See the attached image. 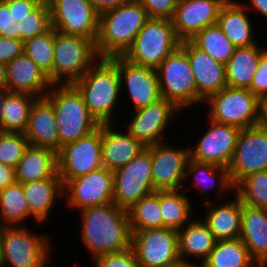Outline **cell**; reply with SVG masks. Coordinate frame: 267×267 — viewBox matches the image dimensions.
<instances>
[{
	"mask_svg": "<svg viewBox=\"0 0 267 267\" xmlns=\"http://www.w3.org/2000/svg\"><path fill=\"white\" fill-rule=\"evenodd\" d=\"M23 53L42 69L52 82L54 29L47 35H39L23 42Z\"/></svg>",
	"mask_w": 267,
	"mask_h": 267,
	"instance_id": "obj_41",
	"label": "cell"
},
{
	"mask_svg": "<svg viewBox=\"0 0 267 267\" xmlns=\"http://www.w3.org/2000/svg\"><path fill=\"white\" fill-rule=\"evenodd\" d=\"M72 84L81 93L90 114L99 124L115 122L113 115L123 93L117 66L109 58H100Z\"/></svg>",
	"mask_w": 267,
	"mask_h": 267,
	"instance_id": "obj_3",
	"label": "cell"
},
{
	"mask_svg": "<svg viewBox=\"0 0 267 267\" xmlns=\"http://www.w3.org/2000/svg\"><path fill=\"white\" fill-rule=\"evenodd\" d=\"M249 90L259 99L267 97V50L261 55Z\"/></svg>",
	"mask_w": 267,
	"mask_h": 267,
	"instance_id": "obj_45",
	"label": "cell"
},
{
	"mask_svg": "<svg viewBox=\"0 0 267 267\" xmlns=\"http://www.w3.org/2000/svg\"><path fill=\"white\" fill-rule=\"evenodd\" d=\"M33 218L24 196L22 183L15 182L0 190V226H24L25 220Z\"/></svg>",
	"mask_w": 267,
	"mask_h": 267,
	"instance_id": "obj_35",
	"label": "cell"
},
{
	"mask_svg": "<svg viewBox=\"0 0 267 267\" xmlns=\"http://www.w3.org/2000/svg\"><path fill=\"white\" fill-rule=\"evenodd\" d=\"M45 234L25 225L2 226L3 267H48L53 253L50 237Z\"/></svg>",
	"mask_w": 267,
	"mask_h": 267,
	"instance_id": "obj_7",
	"label": "cell"
},
{
	"mask_svg": "<svg viewBox=\"0 0 267 267\" xmlns=\"http://www.w3.org/2000/svg\"><path fill=\"white\" fill-rule=\"evenodd\" d=\"M266 50L265 46L260 47L259 44L236 47L234 54L225 64L227 86L249 89L261 55Z\"/></svg>",
	"mask_w": 267,
	"mask_h": 267,
	"instance_id": "obj_33",
	"label": "cell"
},
{
	"mask_svg": "<svg viewBox=\"0 0 267 267\" xmlns=\"http://www.w3.org/2000/svg\"><path fill=\"white\" fill-rule=\"evenodd\" d=\"M180 44L171 19L148 18L123 57L156 69Z\"/></svg>",
	"mask_w": 267,
	"mask_h": 267,
	"instance_id": "obj_8",
	"label": "cell"
},
{
	"mask_svg": "<svg viewBox=\"0 0 267 267\" xmlns=\"http://www.w3.org/2000/svg\"><path fill=\"white\" fill-rule=\"evenodd\" d=\"M240 239L258 267H267V212L242 204Z\"/></svg>",
	"mask_w": 267,
	"mask_h": 267,
	"instance_id": "obj_27",
	"label": "cell"
},
{
	"mask_svg": "<svg viewBox=\"0 0 267 267\" xmlns=\"http://www.w3.org/2000/svg\"><path fill=\"white\" fill-rule=\"evenodd\" d=\"M88 1L92 4L95 11L98 14H101L102 12L113 9L114 7L126 4L131 0H88Z\"/></svg>",
	"mask_w": 267,
	"mask_h": 267,
	"instance_id": "obj_47",
	"label": "cell"
},
{
	"mask_svg": "<svg viewBox=\"0 0 267 267\" xmlns=\"http://www.w3.org/2000/svg\"><path fill=\"white\" fill-rule=\"evenodd\" d=\"M156 190L152 181L151 146L113 171V200L119 208L128 210L142 197Z\"/></svg>",
	"mask_w": 267,
	"mask_h": 267,
	"instance_id": "obj_11",
	"label": "cell"
},
{
	"mask_svg": "<svg viewBox=\"0 0 267 267\" xmlns=\"http://www.w3.org/2000/svg\"><path fill=\"white\" fill-rule=\"evenodd\" d=\"M23 41L0 36V62L7 64L23 54Z\"/></svg>",
	"mask_w": 267,
	"mask_h": 267,
	"instance_id": "obj_46",
	"label": "cell"
},
{
	"mask_svg": "<svg viewBox=\"0 0 267 267\" xmlns=\"http://www.w3.org/2000/svg\"><path fill=\"white\" fill-rule=\"evenodd\" d=\"M249 15L251 13L237 0H227L220 10L217 25L236 47L258 44Z\"/></svg>",
	"mask_w": 267,
	"mask_h": 267,
	"instance_id": "obj_29",
	"label": "cell"
},
{
	"mask_svg": "<svg viewBox=\"0 0 267 267\" xmlns=\"http://www.w3.org/2000/svg\"><path fill=\"white\" fill-rule=\"evenodd\" d=\"M245 0L242 2H238L240 5L244 6L248 11H252L251 13H258L260 16L267 21V0H248L249 4ZM254 11V12H253Z\"/></svg>",
	"mask_w": 267,
	"mask_h": 267,
	"instance_id": "obj_48",
	"label": "cell"
},
{
	"mask_svg": "<svg viewBox=\"0 0 267 267\" xmlns=\"http://www.w3.org/2000/svg\"><path fill=\"white\" fill-rule=\"evenodd\" d=\"M24 196L28 202L30 213L45 225L57 200L64 199L63 183L60 178L31 181L22 184ZM61 197V198H60Z\"/></svg>",
	"mask_w": 267,
	"mask_h": 267,
	"instance_id": "obj_31",
	"label": "cell"
},
{
	"mask_svg": "<svg viewBox=\"0 0 267 267\" xmlns=\"http://www.w3.org/2000/svg\"><path fill=\"white\" fill-rule=\"evenodd\" d=\"M80 239L91 258L118 253L131 247L132 232L128 211L114 203L87 207L79 211Z\"/></svg>",
	"mask_w": 267,
	"mask_h": 267,
	"instance_id": "obj_1",
	"label": "cell"
},
{
	"mask_svg": "<svg viewBox=\"0 0 267 267\" xmlns=\"http://www.w3.org/2000/svg\"><path fill=\"white\" fill-rule=\"evenodd\" d=\"M8 90L0 89V131H1V120H2V107L5 101V96L8 93Z\"/></svg>",
	"mask_w": 267,
	"mask_h": 267,
	"instance_id": "obj_52",
	"label": "cell"
},
{
	"mask_svg": "<svg viewBox=\"0 0 267 267\" xmlns=\"http://www.w3.org/2000/svg\"><path fill=\"white\" fill-rule=\"evenodd\" d=\"M131 231L163 228L160 190L142 197L128 210Z\"/></svg>",
	"mask_w": 267,
	"mask_h": 267,
	"instance_id": "obj_38",
	"label": "cell"
},
{
	"mask_svg": "<svg viewBox=\"0 0 267 267\" xmlns=\"http://www.w3.org/2000/svg\"><path fill=\"white\" fill-rule=\"evenodd\" d=\"M145 9L148 18L171 19L179 0H137Z\"/></svg>",
	"mask_w": 267,
	"mask_h": 267,
	"instance_id": "obj_44",
	"label": "cell"
},
{
	"mask_svg": "<svg viewBox=\"0 0 267 267\" xmlns=\"http://www.w3.org/2000/svg\"><path fill=\"white\" fill-rule=\"evenodd\" d=\"M227 0H179L171 18L178 39L191 40L204 28L217 24Z\"/></svg>",
	"mask_w": 267,
	"mask_h": 267,
	"instance_id": "obj_21",
	"label": "cell"
},
{
	"mask_svg": "<svg viewBox=\"0 0 267 267\" xmlns=\"http://www.w3.org/2000/svg\"><path fill=\"white\" fill-rule=\"evenodd\" d=\"M182 111L171 101L161 97L151 105L134 111L126 130L145 147L164 142L166 130ZM170 123V124H169Z\"/></svg>",
	"mask_w": 267,
	"mask_h": 267,
	"instance_id": "obj_16",
	"label": "cell"
},
{
	"mask_svg": "<svg viewBox=\"0 0 267 267\" xmlns=\"http://www.w3.org/2000/svg\"><path fill=\"white\" fill-rule=\"evenodd\" d=\"M178 253L180 260L186 264L200 267L208 258L216 244V239L208 226L199 217L193 218L187 225L177 231ZM187 257V258H186ZM197 258L200 264H194L189 259Z\"/></svg>",
	"mask_w": 267,
	"mask_h": 267,
	"instance_id": "obj_28",
	"label": "cell"
},
{
	"mask_svg": "<svg viewBox=\"0 0 267 267\" xmlns=\"http://www.w3.org/2000/svg\"><path fill=\"white\" fill-rule=\"evenodd\" d=\"M95 42L54 29L52 83L70 84L80 79L100 59Z\"/></svg>",
	"mask_w": 267,
	"mask_h": 267,
	"instance_id": "obj_6",
	"label": "cell"
},
{
	"mask_svg": "<svg viewBox=\"0 0 267 267\" xmlns=\"http://www.w3.org/2000/svg\"><path fill=\"white\" fill-rule=\"evenodd\" d=\"M191 41L214 60L224 65L230 60L236 49V46L230 42L217 24L204 28Z\"/></svg>",
	"mask_w": 267,
	"mask_h": 267,
	"instance_id": "obj_39",
	"label": "cell"
},
{
	"mask_svg": "<svg viewBox=\"0 0 267 267\" xmlns=\"http://www.w3.org/2000/svg\"><path fill=\"white\" fill-rule=\"evenodd\" d=\"M161 96L181 111L197 104L194 74L186 51L179 46L156 68Z\"/></svg>",
	"mask_w": 267,
	"mask_h": 267,
	"instance_id": "obj_10",
	"label": "cell"
},
{
	"mask_svg": "<svg viewBox=\"0 0 267 267\" xmlns=\"http://www.w3.org/2000/svg\"><path fill=\"white\" fill-rule=\"evenodd\" d=\"M102 124L90 134L68 143L57 152V173L63 186L71 179L101 168Z\"/></svg>",
	"mask_w": 267,
	"mask_h": 267,
	"instance_id": "obj_12",
	"label": "cell"
},
{
	"mask_svg": "<svg viewBox=\"0 0 267 267\" xmlns=\"http://www.w3.org/2000/svg\"><path fill=\"white\" fill-rule=\"evenodd\" d=\"M25 136L29 145L60 150L59 131L52 104L45 98H37L29 113Z\"/></svg>",
	"mask_w": 267,
	"mask_h": 267,
	"instance_id": "obj_25",
	"label": "cell"
},
{
	"mask_svg": "<svg viewBox=\"0 0 267 267\" xmlns=\"http://www.w3.org/2000/svg\"><path fill=\"white\" fill-rule=\"evenodd\" d=\"M44 97L54 108L60 148L99 127L100 124L90 114L81 93L72 83L53 84Z\"/></svg>",
	"mask_w": 267,
	"mask_h": 267,
	"instance_id": "obj_4",
	"label": "cell"
},
{
	"mask_svg": "<svg viewBox=\"0 0 267 267\" xmlns=\"http://www.w3.org/2000/svg\"><path fill=\"white\" fill-rule=\"evenodd\" d=\"M109 59L117 66L121 91L128 93L134 111L145 108L162 97L156 69L134 64L123 56Z\"/></svg>",
	"mask_w": 267,
	"mask_h": 267,
	"instance_id": "obj_18",
	"label": "cell"
},
{
	"mask_svg": "<svg viewBox=\"0 0 267 267\" xmlns=\"http://www.w3.org/2000/svg\"><path fill=\"white\" fill-rule=\"evenodd\" d=\"M56 31L96 41L99 14L88 0H46Z\"/></svg>",
	"mask_w": 267,
	"mask_h": 267,
	"instance_id": "obj_17",
	"label": "cell"
},
{
	"mask_svg": "<svg viewBox=\"0 0 267 267\" xmlns=\"http://www.w3.org/2000/svg\"><path fill=\"white\" fill-rule=\"evenodd\" d=\"M208 130L189 147L190 158L227 168L233 157L239 128L206 118Z\"/></svg>",
	"mask_w": 267,
	"mask_h": 267,
	"instance_id": "obj_20",
	"label": "cell"
},
{
	"mask_svg": "<svg viewBox=\"0 0 267 267\" xmlns=\"http://www.w3.org/2000/svg\"><path fill=\"white\" fill-rule=\"evenodd\" d=\"M227 169L234 187L244 177L267 170V129L257 125L240 130Z\"/></svg>",
	"mask_w": 267,
	"mask_h": 267,
	"instance_id": "obj_14",
	"label": "cell"
},
{
	"mask_svg": "<svg viewBox=\"0 0 267 267\" xmlns=\"http://www.w3.org/2000/svg\"><path fill=\"white\" fill-rule=\"evenodd\" d=\"M166 267H195L189 264L184 263L183 261L177 262L176 264L166 266Z\"/></svg>",
	"mask_w": 267,
	"mask_h": 267,
	"instance_id": "obj_53",
	"label": "cell"
},
{
	"mask_svg": "<svg viewBox=\"0 0 267 267\" xmlns=\"http://www.w3.org/2000/svg\"><path fill=\"white\" fill-rule=\"evenodd\" d=\"M180 46L186 51L194 74L197 105L203 104L209 96L227 86L225 65L214 60L191 40L181 42Z\"/></svg>",
	"mask_w": 267,
	"mask_h": 267,
	"instance_id": "obj_22",
	"label": "cell"
},
{
	"mask_svg": "<svg viewBox=\"0 0 267 267\" xmlns=\"http://www.w3.org/2000/svg\"><path fill=\"white\" fill-rule=\"evenodd\" d=\"M65 205L81 211L87 207L114 203L113 171L102 166L69 180L63 186Z\"/></svg>",
	"mask_w": 267,
	"mask_h": 267,
	"instance_id": "obj_15",
	"label": "cell"
},
{
	"mask_svg": "<svg viewBox=\"0 0 267 267\" xmlns=\"http://www.w3.org/2000/svg\"><path fill=\"white\" fill-rule=\"evenodd\" d=\"M60 178L57 173V153L49 148L29 145L15 168L18 183Z\"/></svg>",
	"mask_w": 267,
	"mask_h": 267,
	"instance_id": "obj_30",
	"label": "cell"
},
{
	"mask_svg": "<svg viewBox=\"0 0 267 267\" xmlns=\"http://www.w3.org/2000/svg\"><path fill=\"white\" fill-rule=\"evenodd\" d=\"M28 146L24 133L0 131V162L15 169Z\"/></svg>",
	"mask_w": 267,
	"mask_h": 267,
	"instance_id": "obj_42",
	"label": "cell"
},
{
	"mask_svg": "<svg viewBox=\"0 0 267 267\" xmlns=\"http://www.w3.org/2000/svg\"><path fill=\"white\" fill-rule=\"evenodd\" d=\"M0 89L7 90V68L6 64L0 62Z\"/></svg>",
	"mask_w": 267,
	"mask_h": 267,
	"instance_id": "obj_51",
	"label": "cell"
},
{
	"mask_svg": "<svg viewBox=\"0 0 267 267\" xmlns=\"http://www.w3.org/2000/svg\"><path fill=\"white\" fill-rule=\"evenodd\" d=\"M258 267L240 238L218 240L200 267Z\"/></svg>",
	"mask_w": 267,
	"mask_h": 267,
	"instance_id": "obj_36",
	"label": "cell"
},
{
	"mask_svg": "<svg viewBox=\"0 0 267 267\" xmlns=\"http://www.w3.org/2000/svg\"><path fill=\"white\" fill-rule=\"evenodd\" d=\"M234 192L242 204L265 209L267 206V170L244 177L234 187Z\"/></svg>",
	"mask_w": 267,
	"mask_h": 267,
	"instance_id": "obj_40",
	"label": "cell"
},
{
	"mask_svg": "<svg viewBox=\"0 0 267 267\" xmlns=\"http://www.w3.org/2000/svg\"><path fill=\"white\" fill-rule=\"evenodd\" d=\"M118 128L114 123L102 124V165L112 171L125 166L146 148L126 130Z\"/></svg>",
	"mask_w": 267,
	"mask_h": 267,
	"instance_id": "obj_26",
	"label": "cell"
},
{
	"mask_svg": "<svg viewBox=\"0 0 267 267\" xmlns=\"http://www.w3.org/2000/svg\"><path fill=\"white\" fill-rule=\"evenodd\" d=\"M36 99L28 93L8 92L2 107L1 131L25 133Z\"/></svg>",
	"mask_w": 267,
	"mask_h": 267,
	"instance_id": "obj_37",
	"label": "cell"
},
{
	"mask_svg": "<svg viewBox=\"0 0 267 267\" xmlns=\"http://www.w3.org/2000/svg\"><path fill=\"white\" fill-rule=\"evenodd\" d=\"M53 29L46 0H0V36L24 42Z\"/></svg>",
	"mask_w": 267,
	"mask_h": 267,
	"instance_id": "obj_5",
	"label": "cell"
},
{
	"mask_svg": "<svg viewBox=\"0 0 267 267\" xmlns=\"http://www.w3.org/2000/svg\"><path fill=\"white\" fill-rule=\"evenodd\" d=\"M184 190H160V209L163 228L182 229L192 219L194 206Z\"/></svg>",
	"mask_w": 267,
	"mask_h": 267,
	"instance_id": "obj_34",
	"label": "cell"
},
{
	"mask_svg": "<svg viewBox=\"0 0 267 267\" xmlns=\"http://www.w3.org/2000/svg\"><path fill=\"white\" fill-rule=\"evenodd\" d=\"M6 68L9 92L28 93L42 98L53 85L48 75L24 53L7 63Z\"/></svg>",
	"mask_w": 267,
	"mask_h": 267,
	"instance_id": "obj_24",
	"label": "cell"
},
{
	"mask_svg": "<svg viewBox=\"0 0 267 267\" xmlns=\"http://www.w3.org/2000/svg\"><path fill=\"white\" fill-rule=\"evenodd\" d=\"M15 182V169L0 162V190Z\"/></svg>",
	"mask_w": 267,
	"mask_h": 267,
	"instance_id": "obj_49",
	"label": "cell"
},
{
	"mask_svg": "<svg viewBox=\"0 0 267 267\" xmlns=\"http://www.w3.org/2000/svg\"><path fill=\"white\" fill-rule=\"evenodd\" d=\"M175 147L166 140L151 145L152 181L155 190H180L185 183V174L190 150L186 146Z\"/></svg>",
	"mask_w": 267,
	"mask_h": 267,
	"instance_id": "obj_19",
	"label": "cell"
},
{
	"mask_svg": "<svg viewBox=\"0 0 267 267\" xmlns=\"http://www.w3.org/2000/svg\"><path fill=\"white\" fill-rule=\"evenodd\" d=\"M148 19L137 0L99 14L96 50L100 58L123 56Z\"/></svg>",
	"mask_w": 267,
	"mask_h": 267,
	"instance_id": "obj_2",
	"label": "cell"
},
{
	"mask_svg": "<svg viewBox=\"0 0 267 267\" xmlns=\"http://www.w3.org/2000/svg\"><path fill=\"white\" fill-rule=\"evenodd\" d=\"M258 125L264 129H267V97L260 99Z\"/></svg>",
	"mask_w": 267,
	"mask_h": 267,
	"instance_id": "obj_50",
	"label": "cell"
},
{
	"mask_svg": "<svg viewBox=\"0 0 267 267\" xmlns=\"http://www.w3.org/2000/svg\"><path fill=\"white\" fill-rule=\"evenodd\" d=\"M0 267H3L2 240H1V226H0Z\"/></svg>",
	"mask_w": 267,
	"mask_h": 267,
	"instance_id": "obj_54",
	"label": "cell"
},
{
	"mask_svg": "<svg viewBox=\"0 0 267 267\" xmlns=\"http://www.w3.org/2000/svg\"><path fill=\"white\" fill-rule=\"evenodd\" d=\"M190 176L193 178V182L188 188L182 189L186 190L185 192H187V189L191 190L194 187V189L199 190L201 194L203 192L207 194L211 189H214V187H218V189L216 188V190H218L216 194H219L218 196L223 194V198L227 193L234 191L229 171L225 167L196 161L190 158L186 167L185 181H187Z\"/></svg>",
	"mask_w": 267,
	"mask_h": 267,
	"instance_id": "obj_32",
	"label": "cell"
},
{
	"mask_svg": "<svg viewBox=\"0 0 267 267\" xmlns=\"http://www.w3.org/2000/svg\"><path fill=\"white\" fill-rule=\"evenodd\" d=\"M131 232V248L140 267H166L181 261L176 230L156 228Z\"/></svg>",
	"mask_w": 267,
	"mask_h": 267,
	"instance_id": "obj_13",
	"label": "cell"
},
{
	"mask_svg": "<svg viewBox=\"0 0 267 267\" xmlns=\"http://www.w3.org/2000/svg\"><path fill=\"white\" fill-rule=\"evenodd\" d=\"M95 267H140L133 249L93 258Z\"/></svg>",
	"mask_w": 267,
	"mask_h": 267,
	"instance_id": "obj_43",
	"label": "cell"
},
{
	"mask_svg": "<svg viewBox=\"0 0 267 267\" xmlns=\"http://www.w3.org/2000/svg\"><path fill=\"white\" fill-rule=\"evenodd\" d=\"M207 118L240 130L254 127L259 122L260 99L249 89L226 86L219 93L209 96Z\"/></svg>",
	"mask_w": 267,
	"mask_h": 267,
	"instance_id": "obj_9",
	"label": "cell"
},
{
	"mask_svg": "<svg viewBox=\"0 0 267 267\" xmlns=\"http://www.w3.org/2000/svg\"><path fill=\"white\" fill-rule=\"evenodd\" d=\"M233 196L235 197L232 200L227 201L225 199V202L216 200V203L212 202L211 198L207 197V200L201 198V201L204 202L203 211L206 213L203 214L204 218L202 220L217 241L240 238L242 202L235 194Z\"/></svg>",
	"mask_w": 267,
	"mask_h": 267,
	"instance_id": "obj_23",
	"label": "cell"
}]
</instances>
